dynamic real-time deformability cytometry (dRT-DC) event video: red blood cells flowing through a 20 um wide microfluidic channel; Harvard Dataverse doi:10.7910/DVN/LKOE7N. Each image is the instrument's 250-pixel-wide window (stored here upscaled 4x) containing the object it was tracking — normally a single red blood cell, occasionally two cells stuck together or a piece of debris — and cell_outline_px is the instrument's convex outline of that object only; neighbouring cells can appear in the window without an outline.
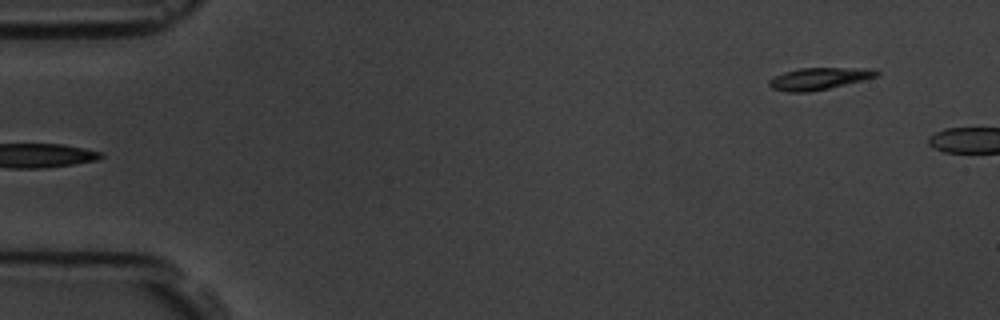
{"species": "common noctule bat (a hibernating species)", "species_latin": "Nyctalus noctula", "temperature_condition": "room temperature", "stored_images_in_passage": 2, "camera_frame_rate_fps": 3000, "um_per_image_px": 0.085, "animal": {"sex": "male", "body_mass_g": 19.5, "forearm_length_mm": 54.6}, "frame": {"image": 1, "passage_image": 2, "time_ms": 1.0, "image_size_px": [1000, 320], "cell_outline_px": [[880, 76], [828, 88], [808, 92], [788, 92], [772, 88], [768, 84], [768, 80], [784, 72], [800, 68], [872, 68], [880, 72]], "centroid_in_image_um": [69.64, 6.67], "position_along_channel_um": 15.4, "area_um2": 13.7}}